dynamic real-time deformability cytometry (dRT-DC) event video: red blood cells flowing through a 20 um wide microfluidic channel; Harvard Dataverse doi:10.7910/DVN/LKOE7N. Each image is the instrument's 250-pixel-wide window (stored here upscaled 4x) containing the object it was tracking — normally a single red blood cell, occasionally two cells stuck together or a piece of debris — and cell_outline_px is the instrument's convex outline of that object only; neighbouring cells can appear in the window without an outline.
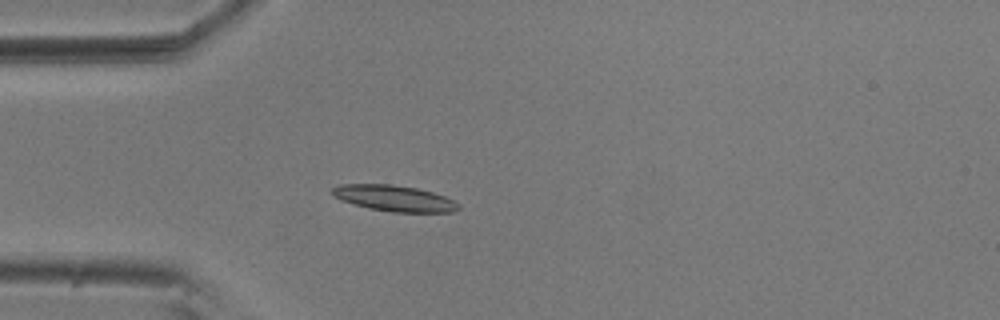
{"species": "common noctule bat (a hibernating species)", "species_latin": "Nyctalus noctula", "temperature_condition": "room temperature", "stored_images_in_passage": 11, "camera_frame_rate_fps": 3000, "um_per_image_px": 0.085, "animal": {"sex": "male", "body_mass_g": 20.5, "forearm_length_mm": 52.5}, "frame": {"image": 1, "passage_image": 10, "time_ms": 3.0, "image_size_px": [1000, 320], "cell_outline_px": [[460, 208], [456, 212], [392, 212], [368, 208], [340, 200], [332, 196], [332, 188], [340, 184], [392, 184], [416, 188], [432, 192], [444, 196], [460, 204]], "centroid_in_image_um": [33.51, 16.85], "position_along_channel_um": 51.5, "area_um2": 19.19}}